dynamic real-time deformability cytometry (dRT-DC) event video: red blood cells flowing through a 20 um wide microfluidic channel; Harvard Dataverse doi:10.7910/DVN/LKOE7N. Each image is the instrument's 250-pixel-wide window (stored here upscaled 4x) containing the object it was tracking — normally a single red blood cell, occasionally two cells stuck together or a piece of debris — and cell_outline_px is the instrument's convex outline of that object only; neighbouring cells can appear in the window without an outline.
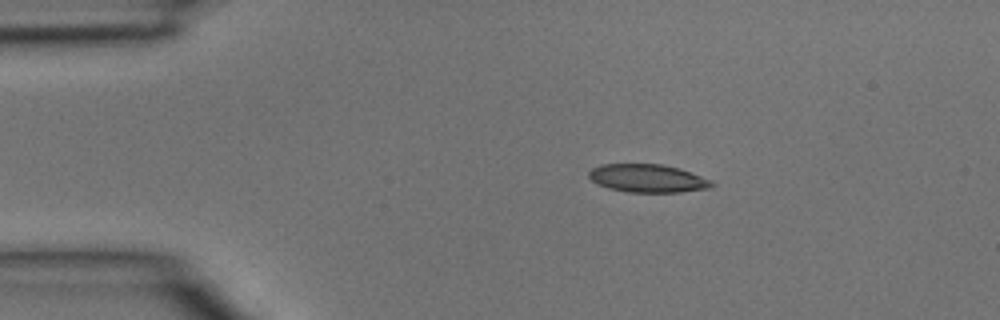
{"species": "common noctule bat (a hibernating species)", "species_latin": "Nyctalus noctula", "temperature_condition": "room temperature", "stored_images_in_passage": 2, "camera_frame_rate_fps": 3000, "um_per_image_px": 0.085, "animal": {"sex": "male", "body_mass_g": 15.6}, "frame": {"image": 1, "passage_image": 1, "time_ms": 0.0, "image_size_px": [1000, 320], "cell_outline_px": [[716, 184], [708, 188], [680, 192], [628, 192], [608, 188], [596, 184], [588, 176], [588, 172], [592, 168], [600, 164], [660, 164], [680, 168], [712, 180]], "centroid_in_image_um": [55.04, 15.15], "position_along_channel_um": 30.0, "area_um2": 20.23}}